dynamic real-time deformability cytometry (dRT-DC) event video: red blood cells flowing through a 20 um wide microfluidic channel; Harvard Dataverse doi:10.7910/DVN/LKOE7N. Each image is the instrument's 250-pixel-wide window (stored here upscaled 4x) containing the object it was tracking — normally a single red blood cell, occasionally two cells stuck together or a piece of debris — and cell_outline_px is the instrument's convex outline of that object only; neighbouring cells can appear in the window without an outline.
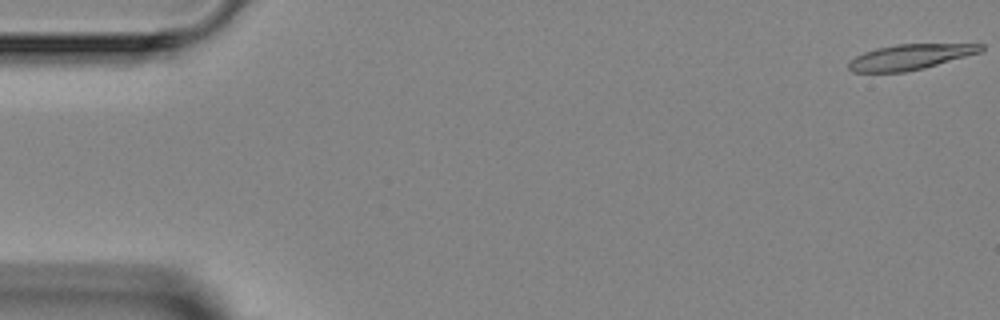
{"species": "Egyptian fruit bat (a non-hibernating species)", "species_latin": "Rousettus aegyptiacus", "temperature_condition": "room temperature", "stored_images_in_passage": 5, "camera_frame_rate_fps": 3000, "um_per_image_px": 0.085, "animal": {"sex": "female"}, "frame": {"image": 1, "passage_image": 1, "time_ms": 0.0, "image_size_px": [1000, 320], "cell_outline_px": [[984, 48], [980, 52], [924, 68], [904, 72], [852, 72], [848, 68], [848, 60], [864, 52], [876, 48], [896, 44], [984, 44]], "centroid_in_image_um": [77.31, 4.84], "position_along_channel_um": 7.7, "area_um2": 19.48}}